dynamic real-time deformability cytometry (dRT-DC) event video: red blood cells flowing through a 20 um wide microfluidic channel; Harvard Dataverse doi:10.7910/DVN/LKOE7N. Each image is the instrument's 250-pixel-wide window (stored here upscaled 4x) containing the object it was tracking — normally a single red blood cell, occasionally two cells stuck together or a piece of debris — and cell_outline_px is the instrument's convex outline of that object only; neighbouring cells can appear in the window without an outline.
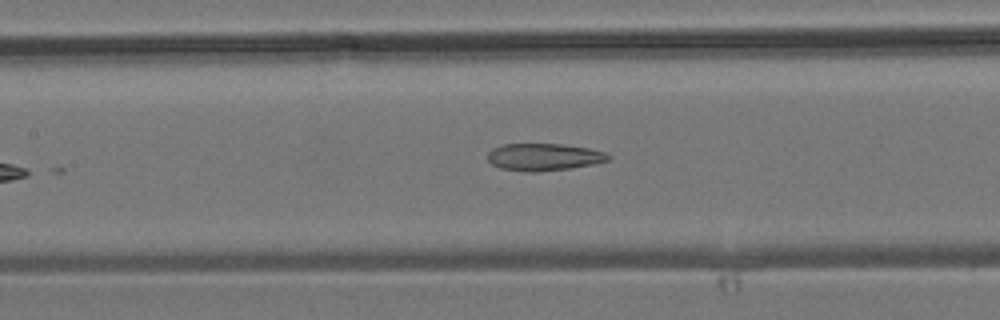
{"species": "common noctule bat (a hibernating species)", "species_latin": "Nyctalus noctula", "temperature_condition": "room temperature", "stored_images_in_passage": 7, "camera_frame_rate_fps": 3000, "um_per_image_px": 0.085, "animal": {"sex": "male", "body_mass_g": 19.2, "forearm_length_mm": 51.8}, "frame": {"image": 1, "passage_image": 7, "time_ms": 8.0, "image_size_px": [1000, 320], "cell_outline_px": [[612, 156], [608, 160], [592, 164], [572, 168], [540, 172], [524, 172], [500, 168], [492, 164], [488, 160], [488, 152], [492, 148], [504, 144], [560, 144], [588, 148], [604, 152]], "centroid_in_image_um": [46.2, 13.35], "position_along_channel_um": 161.2, "area_um2": 19.19}}